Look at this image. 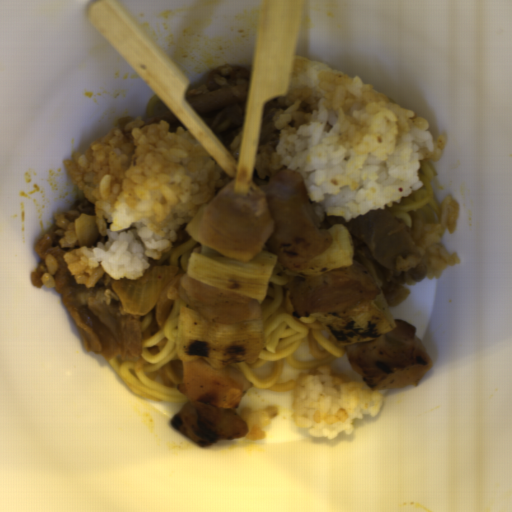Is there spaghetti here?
Listing matches in <instances>:
<instances>
[{"mask_svg": "<svg viewBox=\"0 0 512 512\" xmlns=\"http://www.w3.org/2000/svg\"><path fill=\"white\" fill-rule=\"evenodd\" d=\"M261 251H265V252H271V253H273V252L271 251V249H270V247H269V246H268V247H265V248H263V249H261Z\"/></svg>", "mask_w": 512, "mask_h": 512, "instance_id": "1dbb5a01", "label": "spaghetti"}, {"mask_svg": "<svg viewBox=\"0 0 512 512\" xmlns=\"http://www.w3.org/2000/svg\"><path fill=\"white\" fill-rule=\"evenodd\" d=\"M192 308L177 295L175 303L156 333L143 341L138 358L107 360L110 367L138 397L167 403H186L178 391L183 382L184 361L177 350L180 313Z\"/></svg>", "mask_w": 512, "mask_h": 512, "instance_id": "8bdb9b5d", "label": "spaghetti"}, {"mask_svg": "<svg viewBox=\"0 0 512 512\" xmlns=\"http://www.w3.org/2000/svg\"><path fill=\"white\" fill-rule=\"evenodd\" d=\"M287 269L276 260L270 281L261 304L260 317L264 326V347L255 363L230 364L250 381V388L271 391H288L297 387L298 379L278 383L283 364L295 370L308 371L318 365H328L347 354L348 346H338L326 329L317 322L322 313L299 316L291 302L286 286L298 276L286 274ZM309 341L313 355L310 361H301L293 353L303 340ZM273 361L269 376L258 377L254 369Z\"/></svg>", "mask_w": 512, "mask_h": 512, "instance_id": "c7327b10", "label": "spaghetti"}, {"mask_svg": "<svg viewBox=\"0 0 512 512\" xmlns=\"http://www.w3.org/2000/svg\"><path fill=\"white\" fill-rule=\"evenodd\" d=\"M422 185L419 190H413L409 196L401 198L391 210L398 220L409 228H413L416 215L424 217L427 221L437 222L441 218L440 205L434 197L432 185L436 171L430 162H424L418 169Z\"/></svg>", "mask_w": 512, "mask_h": 512, "instance_id": "4aaf3555", "label": "spaghetti"}, {"mask_svg": "<svg viewBox=\"0 0 512 512\" xmlns=\"http://www.w3.org/2000/svg\"><path fill=\"white\" fill-rule=\"evenodd\" d=\"M156 317L155 314V307L145 313L144 315H141V330H145L148 328V326L151 324L152 320Z\"/></svg>", "mask_w": 512, "mask_h": 512, "instance_id": "6237eff4", "label": "spaghetti"}, {"mask_svg": "<svg viewBox=\"0 0 512 512\" xmlns=\"http://www.w3.org/2000/svg\"><path fill=\"white\" fill-rule=\"evenodd\" d=\"M160 101V98L156 95H152L151 98L148 100L146 110L147 119L154 117L155 108Z\"/></svg>", "mask_w": 512, "mask_h": 512, "instance_id": "1bdccc4e", "label": "spaghetti"}]
</instances>
